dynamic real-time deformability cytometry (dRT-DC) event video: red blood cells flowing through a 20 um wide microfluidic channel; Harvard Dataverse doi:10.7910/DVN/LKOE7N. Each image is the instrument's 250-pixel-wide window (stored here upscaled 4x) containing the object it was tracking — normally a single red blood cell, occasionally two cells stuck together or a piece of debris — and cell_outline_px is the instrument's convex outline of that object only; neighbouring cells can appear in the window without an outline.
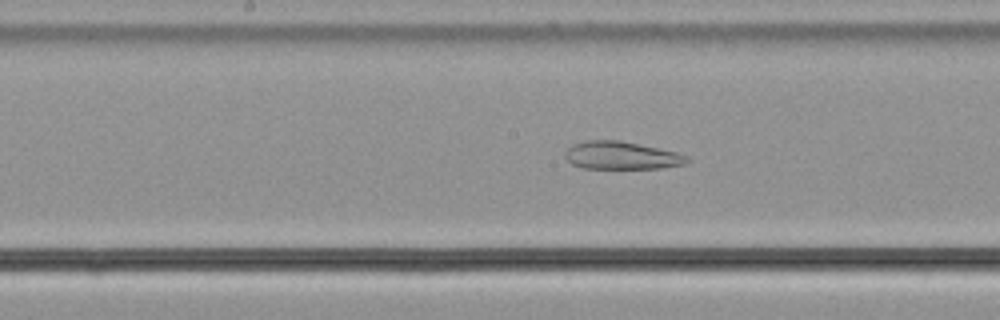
{"species": "common noctule bat (a hibernating species)", "species_latin": "Nyctalus noctula", "temperature_condition": "cold", "stored_images_in_passage": 40, "camera_frame_rate_fps": 3000, "um_per_image_px": 0.085, "animal": {"sex": "male", "body_mass_g": 21.5, "forearm_length_mm": 52.0}, "frame": {"image": 1, "passage_image": 18, "time_ms": 5.667, "image_size_px": [1000, 320], "cell_outline_px": [[692, 160], [684, 164], [660, 168], [584, 168], [572, 164], [564, 156], [564, 152], [572, 144], [588, 140], [620, 140], [676, 152], [688, 156]], "centroid_in_image_um": [52.82, 13.21], "position_along_channel_um": 195.4, "area_um2": 19.71}}
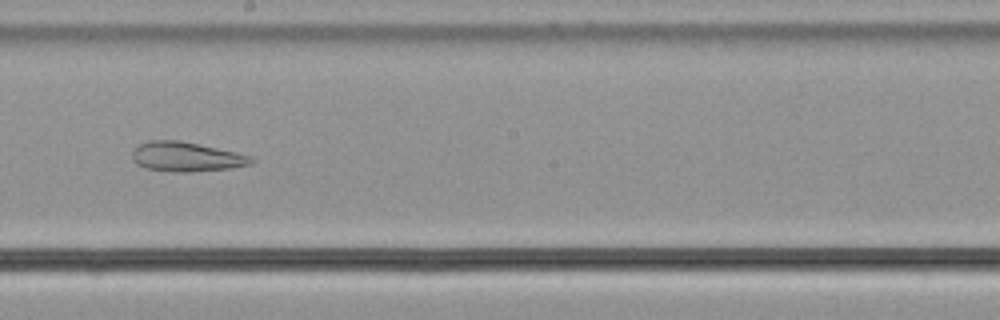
{"frame": {"image": 2, "passage_image": 21, "time_ms": 6.667, "image_size_px": [1000, 320], "cell_outline_px": [[256, 160], [252, 164], [232, 168], [192, 172], [172, 172], [144, 168], [136, 164], [132, 160], [132, 152], [140, 144], [148, 140], [180, 140], [236, 152], [252, 156]], "centroid_in_image_um": [15.84, 13.33], "position_along_channel_um": 232.4, "area_um2": 20.75}}
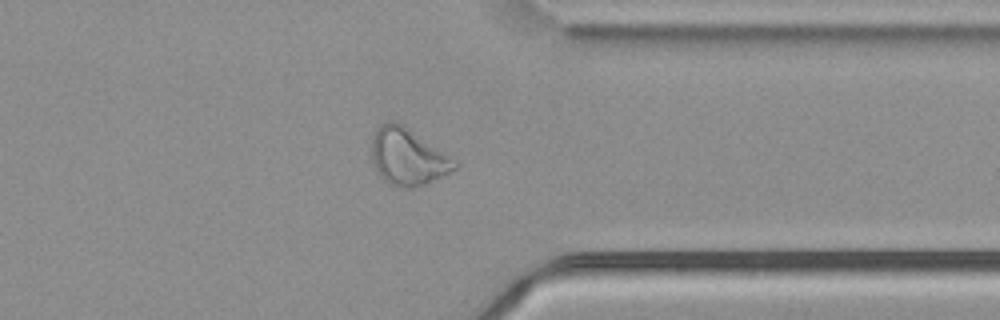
{"frame": {"image": 3, "passage_image": 33, "time_ms": 10.667, "image_size_px": [1000, 320], "cell_outline_px": [[460, 164], [456, 168], [424, 184], [412, 188], [404, 188], [388, 184], [380, 176], [372, 160], [372, 140], [376, 128], [388, 120], [396, 120], [408, 128]], "centroid_in_image_um": [34.61, 13.32], "position_along_channel_um": 376.8, "area_um2": 26.93}}